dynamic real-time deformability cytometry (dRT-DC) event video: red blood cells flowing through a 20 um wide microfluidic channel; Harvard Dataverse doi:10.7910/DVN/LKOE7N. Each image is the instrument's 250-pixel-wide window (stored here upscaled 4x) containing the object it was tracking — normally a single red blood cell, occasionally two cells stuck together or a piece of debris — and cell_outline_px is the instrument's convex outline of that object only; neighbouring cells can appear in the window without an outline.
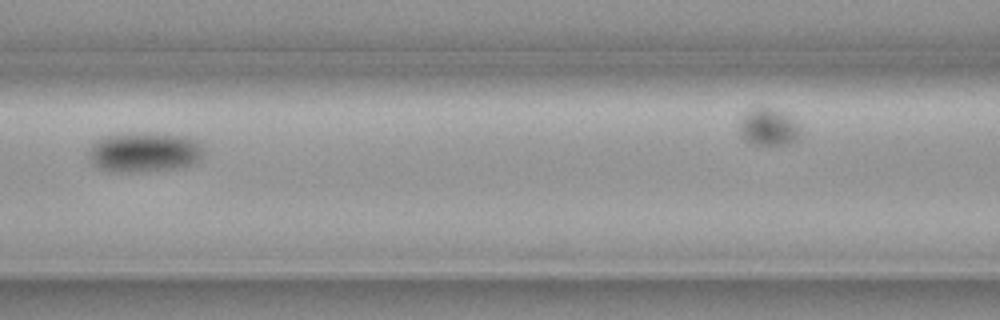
{"species": "common noctule bat (a hibernating species)", "species_latin": "Nyctalus noctula", "temperature_condition": "cold", "stored_images_in_passage": 10, "segment_of_instrument_passage": [1, 2], "camera_frame_rate_fps": 3000, "um_per_image_px": 0.085, "animal": {"sex": "female", "body_mass_g": 19.3, "forearm_length_mm": 54.1}, "frame": {"image": 1, "passage_image": 5, "time_ms": 1.333, "image_size_px": [1000, 320], "cell_outline_px": [[204, 148], [200, 160], [176, 168], [132, 172], [112, 172], [100, 168], [92, 164], [88, 156], [88, 148], [100, 136], [112, 132], [156, 132], [184, 136], [200, 140]], "centroid_in_image_um": [12.21, 12.88], "position_along_channel_um": 154.4, "area_um2": 27.63}}
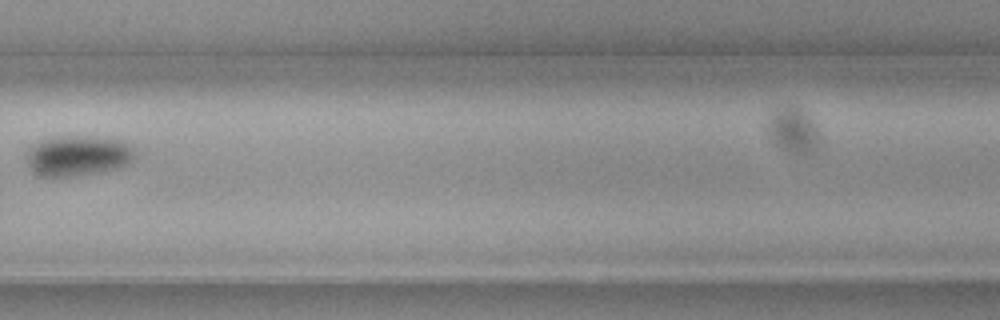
{"frame": {"image": 2, "passage_image": 9, "time_ms": 2.667, "image_size_px": [1000, 320], "cell_outline_px": [[136, 156], [128, 164], [116, 168], [72, 176], [44, 176], [36, 172], [28, 164], [28, 152], [36, 144], [52, 136], [68, 136], [116, 140], [132, 148]], "centroid_in_image_um": [6.62, 13.24], "position_along_channel_um": 323.2, "area_um2": 24.33}}